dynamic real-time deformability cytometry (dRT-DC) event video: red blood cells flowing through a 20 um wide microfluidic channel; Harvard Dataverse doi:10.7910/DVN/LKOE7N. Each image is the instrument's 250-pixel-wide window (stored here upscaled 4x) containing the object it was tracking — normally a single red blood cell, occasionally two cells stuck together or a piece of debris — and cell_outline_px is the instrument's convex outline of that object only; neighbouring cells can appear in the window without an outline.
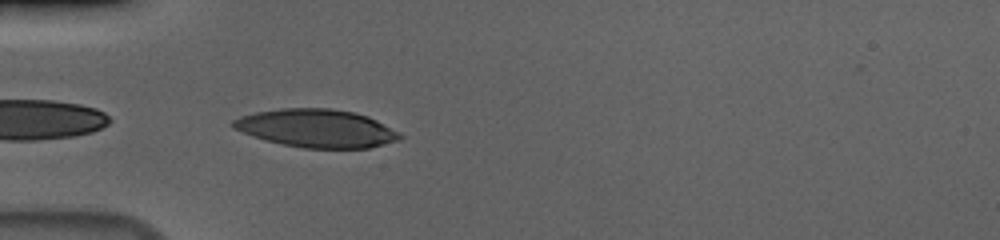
{"species": "human", "species_latin": "Homo sapiens", "temperature_condition": "cold", "stored_images_in_passage": 25, "camera_frame_rate_fps": 3000, "um_per_image_px": 0.085, "donor": {"sex": "male"}, "frame": {"image": 1, "passage_image": 1, "time_ms": 0.0, "image_size_px": [1000, 240], "cell_outline_px": [[404, 136], [400, 140], [368, 148], [304, 148], [264, 140], [252, 136], [232, 128], [232, 120], [240, 116], [256, 112], [280, 108], [332, 108], [356, 112], [368, 116], [400, 132]], "centroid_in_image_um": [26.92, 10.9], "position_along_channel_um": 58.1, "area_um2": 37.22}}
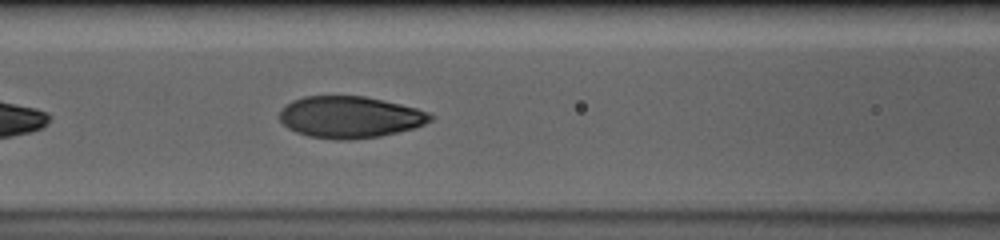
{"frame": {"image": 2, "passage_image": 8, "time_ms": 2.333, "image_size_px": [1000, 240], "cell_outline_px": [[436, 116], [432, 120], [424, 124], [412, 128], [380, 136], [352, 140], [336, 140], [308, 136], [296, 132], [288, 128], [280, 120], [280, 108], [292, 100], [304, 96], [364, 96], [384, 100], [416, 108], [428, 112]], "centroid_in_image_um": [29.73, 9.95], "position_along_channel_um": 136.9, "area_um2": 36.76}}
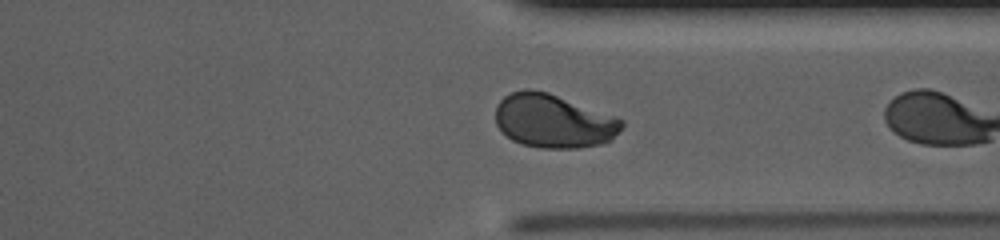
{"frame": {"image": 3, "passage_image": 24, "time_ms": 7.667, "image_size_px": [1000, 240], "cell_outline_px": [[624, 124], [612, 140], [604, 144], [580, 148], [540, 148], [520, 144], [512, 140], [496, 124], [496, 108], [500, 100], [504, 96], [512, 92], [524, 88], [528, 88], [548, 92], [616, 116], [624, 120]], "centroid_in_image_um": [47.07, 10.29], "position_along_channel_um": 364.3, "area_um2": 39.77}}